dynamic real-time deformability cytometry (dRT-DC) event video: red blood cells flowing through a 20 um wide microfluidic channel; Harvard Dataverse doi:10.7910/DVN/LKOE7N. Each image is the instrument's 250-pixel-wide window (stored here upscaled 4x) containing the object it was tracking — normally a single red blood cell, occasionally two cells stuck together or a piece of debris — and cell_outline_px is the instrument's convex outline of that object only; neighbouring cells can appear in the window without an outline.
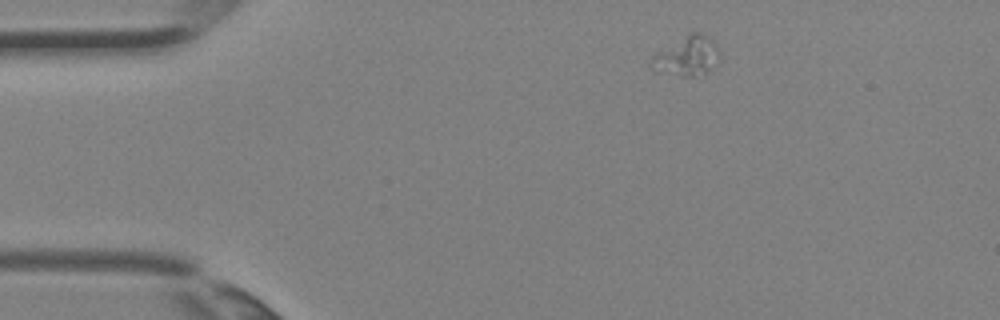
{"species": "Egyptian fruit bat (a non-hibernating species)", "species_latin": "Rousettus aegyptiacus", "temperature_condition": "room temperature", "stored_images_in_passage": 3, "camera_frame_rate_fps": 3000, "um_per_image_px": 0.085, "animal": {"sex": "female"}, "frame": {"image": 1, "passage_image": 1, "time_ms": 0.0, "image_size_px": [1000, 320], "cell_outline_px": [[720, 56], [704, 76], [680, 76], [656, 72], [648, 68], [648, 64], [652, 56], [656, 52], [688, 32], [700, 32], [712, 40], [716, 44], [720, 52]], "centroid_in_image_um": [58.33, 4.78], "position_along_channel_um": 26.7, "area_um2": 16.18}}